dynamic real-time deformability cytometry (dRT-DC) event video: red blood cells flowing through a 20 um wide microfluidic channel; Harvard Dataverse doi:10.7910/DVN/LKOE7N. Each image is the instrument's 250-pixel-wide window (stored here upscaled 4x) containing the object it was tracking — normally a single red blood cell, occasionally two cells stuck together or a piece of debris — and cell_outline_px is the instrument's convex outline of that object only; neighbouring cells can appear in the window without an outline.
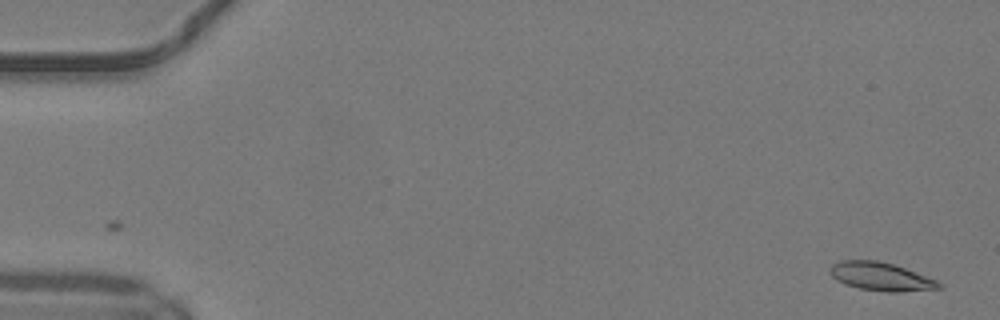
{"species": "common noctule bat (a hibernating species)", "species_latin": "Nyctalus noctula", "temperature_condition": "warm", "stored_images_in_passage": 49, "camera_frame_rate_fps": 3000, "um_per_image_px": 0.085, "animal": {"sex": "male", "body_mass_g": 19.2, "forearm_length_mm": 51.8}, "frame": {"image": 1, "passage_image": 1, "time_ms": 0.0, "image_size_px": [1000, 320], "cell_outline_px": [[944, 288], [896, 292], [884, 292], [860, 288], [844, 284], [836, 280], [832, 276], [832, 264], [840, 260], [876, 260], [892, 264], [904, 268], [936, 280], [944, 284]], "centroid_in_image_um": [74.9, 23.52], "position_along_channel_um": 10.1, "area_um2": 17.8}}
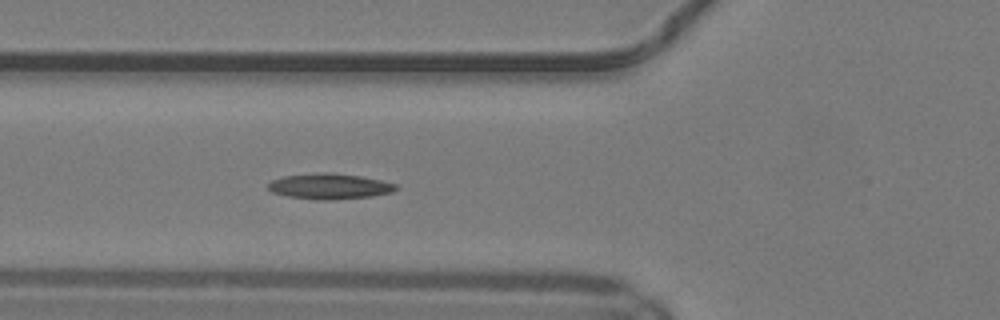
{"frame": {"image": 2, "passage_image": 18, "time_ms": 5.667, "image_size_px": [1000, 320], "cell_outline_px": [[400, 188], [392, 192], [372, 196], [328, 200], [320, 200], [288, 196], [272, 192], [268, 188], [268, 184], [272, 180], [284, 176], [320, 172], [332, 172], [360, 176], [380, 180], [396, 184]], "centroid_in_image_um": [28.03, 15.83], "position_along_channel_um": 97.8, "area_um2": 19.02}}
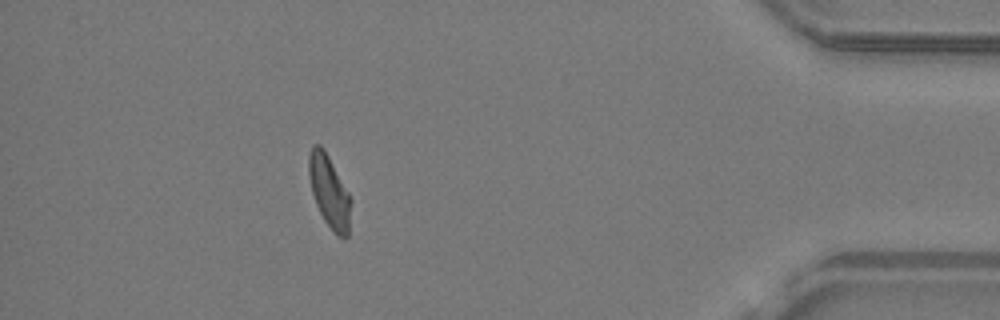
{"frame": {"image": 3, "passage_image": 44, "time_ms": 14.333, "image_size_px": [1000, 320], "cell_outline_px": [[352, 200], [348, 236], [344, 240], [336, 236], [324, 220], [316, 204], [312, 192], [308, 176], [308, 156], [312, 144], [320, 144], [324, 148], [348, 192]], "centroid_in_image_um": [27.99, 16.3], "position_along_channel_um": 407.2, "area_um2": 17.98}, "authors_computed_cell_mechanics": {"area_um2": 17.8602, "velocity_mm_per_s": 4.152, "shape_relaxation_time_tau1_ms": null, "shape_relaxation_time_tau2_ms": 3.1007, "deformation_change_tau1": null, "deformation_change_tau2": 0.1026}}